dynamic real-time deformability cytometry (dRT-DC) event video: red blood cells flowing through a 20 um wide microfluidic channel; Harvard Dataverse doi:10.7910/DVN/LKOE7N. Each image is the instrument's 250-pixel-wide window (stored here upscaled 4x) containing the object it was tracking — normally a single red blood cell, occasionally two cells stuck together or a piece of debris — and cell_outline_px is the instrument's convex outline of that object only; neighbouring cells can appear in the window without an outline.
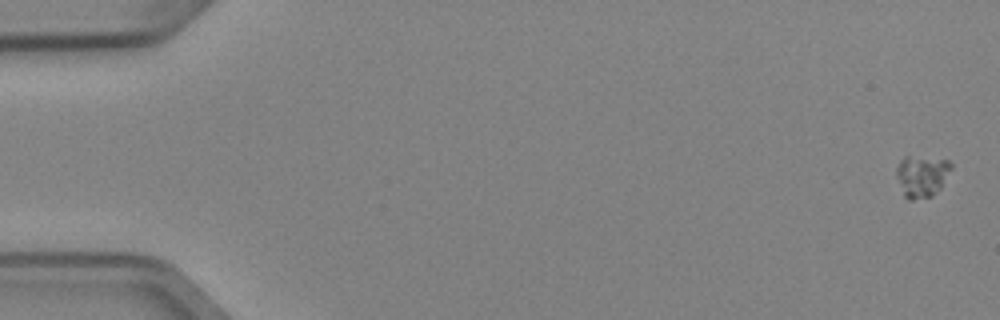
{"species": "Egyptian fruit bat (a non-hibernating species)", "species_latin": "Rousettus aegyptiacus", "temperature_condition": "cold", "stored_images_in_passage": 8, "camera_frame_rate_fps": 3000, "um_per_image_px": 0.085, "animal": {"sex": "female"}, "frame": {"image": 1, "passage_image": 1, "time_ms": 0.0, "image_size_px": [1000, 320], "cell_outline_px": [[952, 168], [940, 188], [932, 196], [912, 200], [908, 200], [904, 196], [896, 176], [896, 168], [900, 160], [904, 156], [908, 156], [948, 160], [952, 164]], "centroid_in_image_um": [78.33, 14.97], "position_along_channel_um": 6.7, "area_um2": 13.24}}